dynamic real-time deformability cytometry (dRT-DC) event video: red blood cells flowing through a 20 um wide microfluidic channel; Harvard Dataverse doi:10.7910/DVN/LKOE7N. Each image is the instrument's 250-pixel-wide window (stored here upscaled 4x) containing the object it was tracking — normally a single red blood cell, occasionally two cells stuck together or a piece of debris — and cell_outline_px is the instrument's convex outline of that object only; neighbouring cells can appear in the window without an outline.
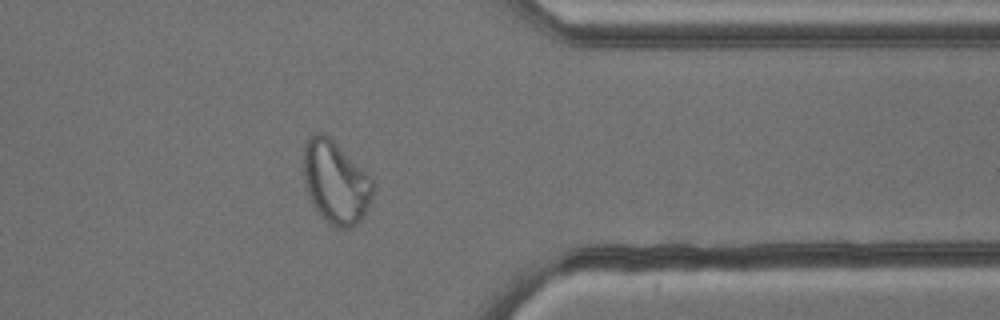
{"species": "common noctule bat (a hibernating species)", "species_latin": "Nyctalus noctula", "temperature_condition": "cold", "stored_images_in_passage": 38, "camera_frame_rate_fps": 3000, "um_per_image_px": 0.085, "animal": {"sex": "male", "body_mass_g": 13.3}, "frame": {"image": 1, "passage_image": 27, "time_ms": 8.667, "image_size_px": [1000, 320], "cell_outline_px": [[372, 196], [368, 208], [360, 220], [356, 224], [348, 228], [340, 228], [328, 224], [320, 216], [312, 204], [308, 196], [304, 176], [304, 144], [316, 132], [324, 132], [368, 172], [372, 180]], "centroid_in_image_um": [28.53, 15.49], "position_along_channel_um": 382.9, "area_um2": 33.47}}
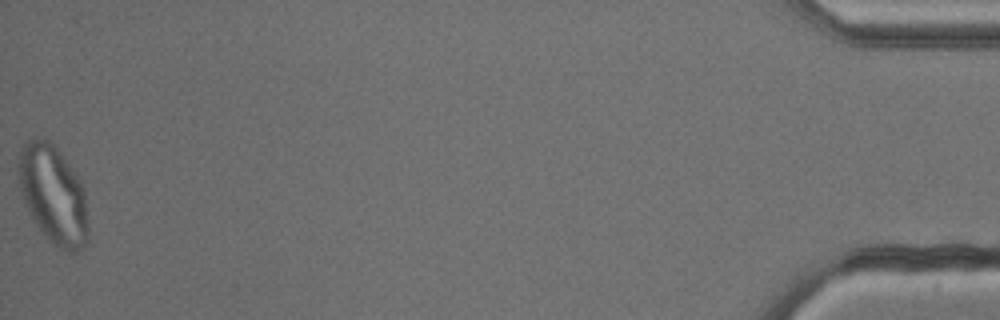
{"frame": {"image": 2, "passage_image": 38, "time_ms": 12.333, "image_size_px": [1000, 320], "cell_outline_px": [[88, 240], [72, 256], [60, 248], [40, 228], [32, 216], [24, 200], [20, 188], [20, 152], [24, 144], [32, 136], [36, 136], [48, 140], [60, 152], [72, 168], [84, 192], [88, 224]], "centroid_in_image_um": [4.55, 16.54], "position_along_channel_um": 430.6, "area_um2": 38.96}}